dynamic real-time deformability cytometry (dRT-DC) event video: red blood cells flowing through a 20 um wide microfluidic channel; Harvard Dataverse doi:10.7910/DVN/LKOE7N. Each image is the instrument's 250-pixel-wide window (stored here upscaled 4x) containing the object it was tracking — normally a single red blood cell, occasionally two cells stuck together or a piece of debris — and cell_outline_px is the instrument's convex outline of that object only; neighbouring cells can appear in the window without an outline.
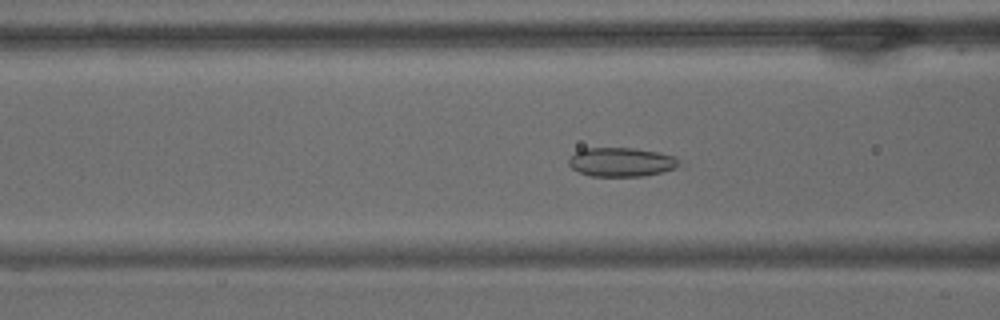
{"species": "common noctule bat (a hibernating species)", "species_latin": "Nyctalus noctula", "temperature_condition": "warm", "stored_images_in_passage": 60, "camera_frame_rate_fps": 3000, "um_per_image_px": 0.085, "animal": {"sex": "male", "body_mass_g": 15.6}, "frame": {"image": 1, "passage_image": 23, "time_ms": 7.333, "image_size_px": [1000, 320], "cell_outline_px": [[688, 164], [664, 172], [644, 176], [592, 176], [580, 172], [572, 168], [568, 164], [568, 160], [576, 152], [584, 148], [632, 148], [656, 152], [676, 156]], "centroid_in_image_um": [52.93, 13.78], "position_along_channel_um": 113.7, "area_um2": 18.96}}
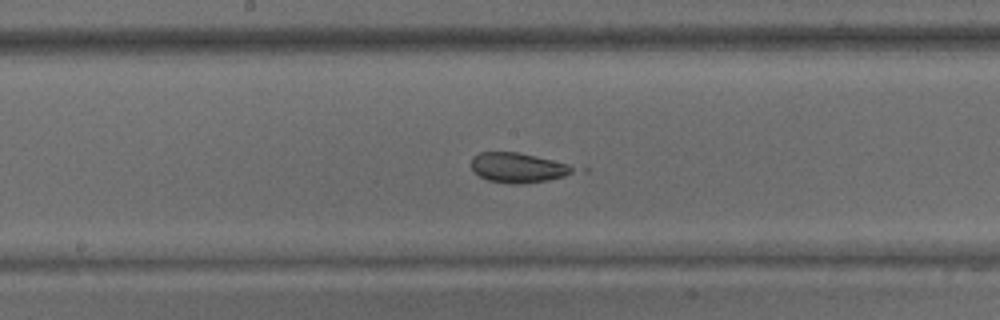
{"frame": {"image": 2, "passage_image": 31, "time_ms": 10.0, "image_size_px": [1000, 320], "cell_outline_px": [[576, 168], [572, 172], [564, 176], [548, 180], [520, 184], [512, 184], [488, 180], [480, 176], [472, 168], [472, 156], [480, 152], [516, 152], [552, 160], [568, 164]], "centroid_in_image_um": [44.01, 14.25], "position_along_channel_um": 204.2, "area_um2": 17.46}}
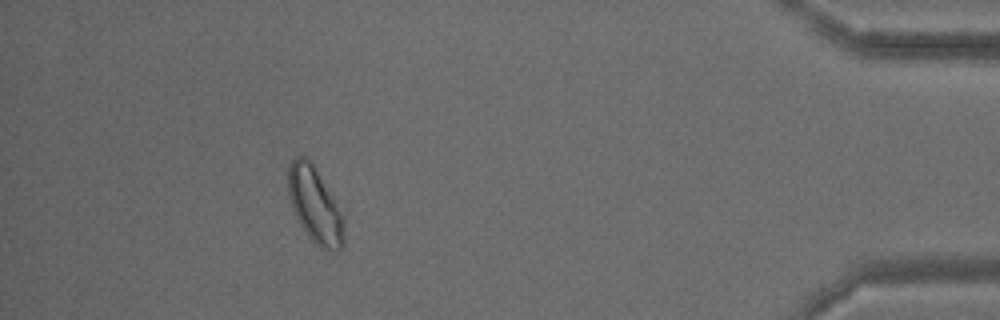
{"frame": {"image": 3, "passage_image": 54, "time_ms": 17.667, "image_size_px": [1000, 320], "cell_outline_px": [[344, 244], [336, 252], [320, 248], [308, 236], [300, 224], [296, 216], [288, 196], [288, 164], [296, 156], [304, 156], [312, 160], [344, 216]], "centroid_in_image_um": [26.78, 17.42], "position_along_channel_um": 408.4, "area_um2": 24.91}, "authors_computed_cell_mechanics": {"area_um2": 21.2704, "velocity_mm_per_s": 3.3946, "shape_relaxation_time_tau1_ms": null, "shape_relaxation_time_tau2_ms": 1.0941, "deformation_change_tau1": null, "deformation_change_tau2": 0.0744}}